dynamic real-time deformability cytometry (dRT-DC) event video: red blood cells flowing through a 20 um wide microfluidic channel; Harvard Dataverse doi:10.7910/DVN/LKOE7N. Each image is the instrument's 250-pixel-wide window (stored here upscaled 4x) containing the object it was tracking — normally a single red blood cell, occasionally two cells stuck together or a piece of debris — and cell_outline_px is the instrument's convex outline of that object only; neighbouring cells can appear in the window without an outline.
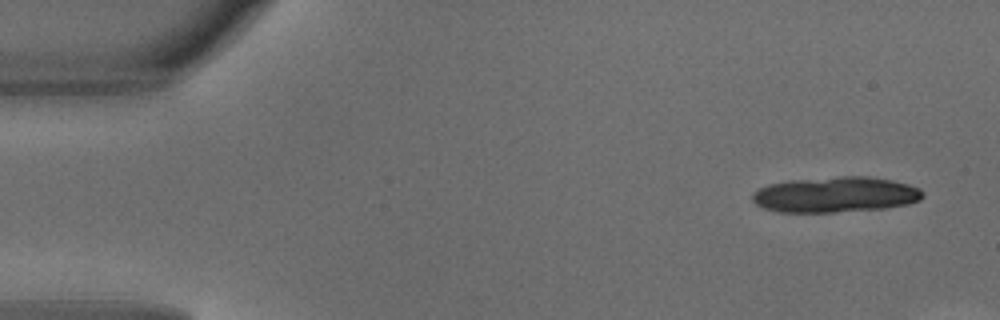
{"species": "common noctule bat (a hibernating species)", "species_latin": "Nyctalus noctula", "temperature_condition": "warm", "stored_images_in_passage": 4, "camera_frame_rate_fps": 3000, "um_per_image_px": 0.085, "animal": {"sex": "male", "body_mass_g": 18.8}, "frame": {"image": 1, "passage_image": 1, "time_ms": 0.0, "image_size_px": [1000, 320], "cell_outline_px": [[924, 196], [920, 200], [908, 204], [884, 208], [832, 212], [780, 212], [764, 208], [756, 204], [752, 200], [752, 192], [768, 184], [788, 180], [840, 176], [868, 176], [892, 180], [908, 184], [920, 188], [924, 192]], "centroid_in_image_um": [71.02, 16.53], "position_along_channel_um": 14.0, "area_um2": 35.49}}